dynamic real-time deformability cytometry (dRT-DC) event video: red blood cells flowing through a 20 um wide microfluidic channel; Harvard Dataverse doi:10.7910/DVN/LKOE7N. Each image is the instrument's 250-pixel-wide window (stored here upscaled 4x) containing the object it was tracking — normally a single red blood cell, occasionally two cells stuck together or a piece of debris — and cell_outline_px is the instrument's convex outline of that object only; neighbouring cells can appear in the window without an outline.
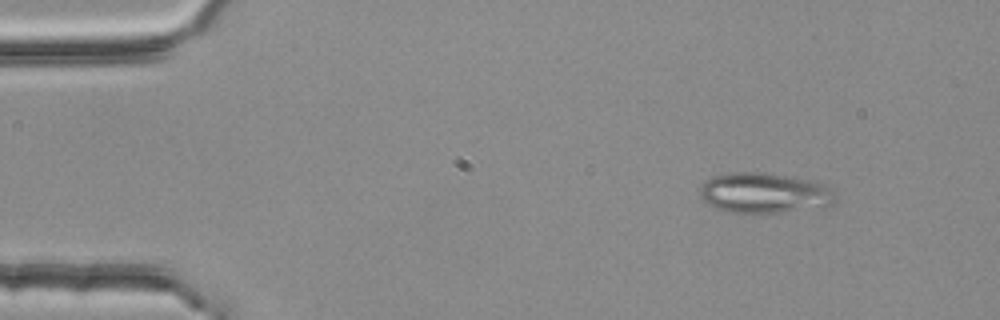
{"species": "common noctule bat (a hibernating species)", "species_latin": "Nyctalus noctula", "temperature_condition": "room temperature", "stored_images_in_passage": 53, "segment_of_instrument_passage": [1, 2], "camera_frame_rate_fps": 3000, "um_per_image_px": 0.085, "animal": {"sex": "female", "body_mass_g": 25.1}, "frame": {"image": 1, "passage_image": 5, "time_ms": 1.333, "image_size_px": [1000, 320], "cell_outline_px": [[836, 200], [832, 204], [776, 212], [724, 212], [708, 204], [700, 196], [700, 188], [708, 180], [716, 176], [740, 172], [756, 172], [812, 180], [828, 184], [836, 188]], "centroid_in_image_um": [65.02, 16.4], "position_along_channel_um": 20.0, "area_um2": 31.27}}